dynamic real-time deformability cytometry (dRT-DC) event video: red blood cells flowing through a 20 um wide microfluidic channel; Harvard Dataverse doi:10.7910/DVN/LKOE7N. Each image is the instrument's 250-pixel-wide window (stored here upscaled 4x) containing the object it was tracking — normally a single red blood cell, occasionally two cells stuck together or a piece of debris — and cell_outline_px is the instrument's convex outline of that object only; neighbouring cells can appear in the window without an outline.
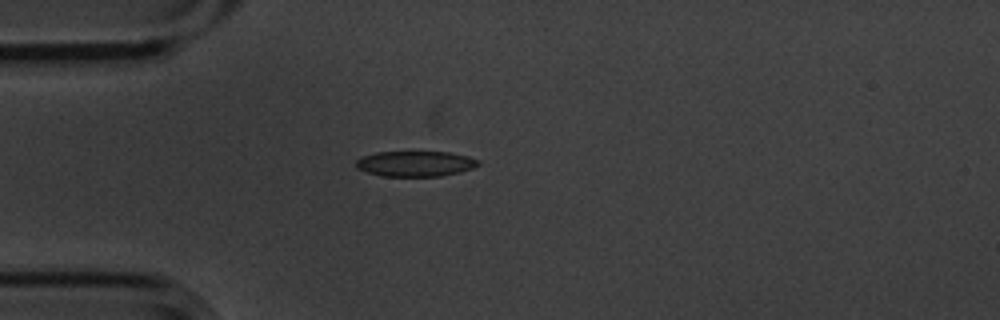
{"species": "common noctule bat (a hibernating species)", "species_latin": "Nyctalus noctula", "temperature_condition": "cold", "stored_images_in_passage": 3, "camera_frame_rate_fps": 3000, "um_per_image_px": 0.085, "animal": {"sex": "male", "body_mass_g": 20.1, "forearm_length_mm": 53.5}, "frame": {"image": 1, "passage_image": 3, "time_ms": 0.667, "image_size_px": [1000, 320], "cell_outline_px": [[480, 164], [472, 168], [460, 172], [440, 176], [380, 176], [356, 168], [356, 160], [360, 156], [376, 152], [448, 152], [468, 156], [480, 160]], "centroid_in_image_um": [35.29, 13.91], "position_along_channel_um": 49.7, "area_um2": 18.21}}